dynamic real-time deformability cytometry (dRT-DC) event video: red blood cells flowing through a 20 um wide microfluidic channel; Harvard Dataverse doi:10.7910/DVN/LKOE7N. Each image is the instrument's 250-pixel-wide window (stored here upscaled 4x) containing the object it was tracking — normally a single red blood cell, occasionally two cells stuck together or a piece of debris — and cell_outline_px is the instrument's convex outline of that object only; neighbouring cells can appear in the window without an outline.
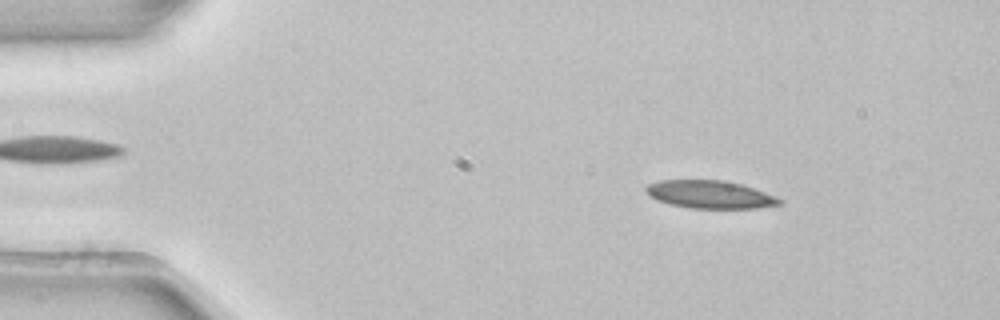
{"species": "common noctule bat (a hibernating species)", "species_latin": "Nyctalus noctula", "temperature_condition": "room temperature", "stored_images_in_passage": 52, "camera_frame_rate_fps": 3000, "um_per_image_px": 0.085, "animal": {"sex": "female", "body_mass_g": 22.7, "forearm_length_mm": 54.2}, "frame": {"image": 1, "passage_image": 7, "time_ms": 2.0, "image_size_px": [1000, 320], "cell_outline_px": [[784, 204], [756, 208], [688, 208], [656, 200], [648, 196], [644, 192], [644, 188], [648, 184], [660, 180], [720, 180], [740, 184], [764, 192], [784, 200]], "centroid_in_image_um": [60.31, 16.53], "position_along_channel_um": 24.7, "area_um2": 21.68}}
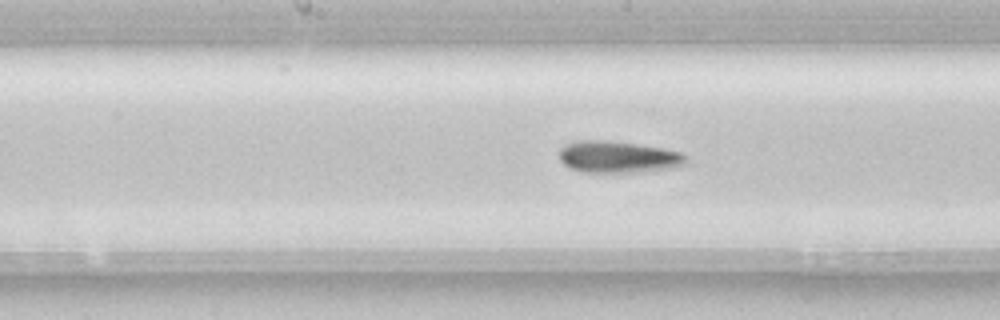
{"frame": {"image": 2, "passage_image": 26, "time_ms": 8.333, "image_size_px": [1000, 320], "cell_outline_px": [[688, 160], [684, 164], [672, 168], [644, 172], [580, 172], [564, 164], [560, 160], [560, 148], [576, 140], [608, 140], [664, 148], [684, 152]], "centroid_in_image_um": [52.58, 13.34], "position_along_channel_um": 195.6, "area_um2": 23.64}}
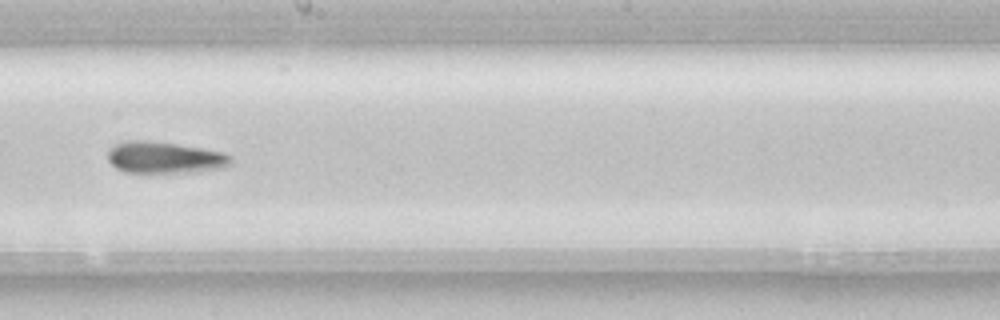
{"frame": {"image": 3, "passage_image": 29, "time_ms": 9.333, "image_size_px": [1000, 320], "cell_outline_px": [[232, 164], [224, 168], [196, 172], [124, 172], [116, 168], [108, 160], [108, 152], [116, 144], [124, 140], [148, 140], [176, 144], [224, 152], [232, 156]], "centroid_in_image_um": [14.03, 13.39], "position_along_channel_um": 234.2, "area_um2": 22.77}, "authors_computed_cell_mechanics": {"area_um2": 21.7328, "velocity_mm_per_s": 3.8722, "shape_relaxation_time_tau1_ms": 3.0534, "shape_relaxation_time_tau2_ms": 9.6036, "deformation_change_tau1": 0.1352, "deformation_change_tau2": 0.2489}}